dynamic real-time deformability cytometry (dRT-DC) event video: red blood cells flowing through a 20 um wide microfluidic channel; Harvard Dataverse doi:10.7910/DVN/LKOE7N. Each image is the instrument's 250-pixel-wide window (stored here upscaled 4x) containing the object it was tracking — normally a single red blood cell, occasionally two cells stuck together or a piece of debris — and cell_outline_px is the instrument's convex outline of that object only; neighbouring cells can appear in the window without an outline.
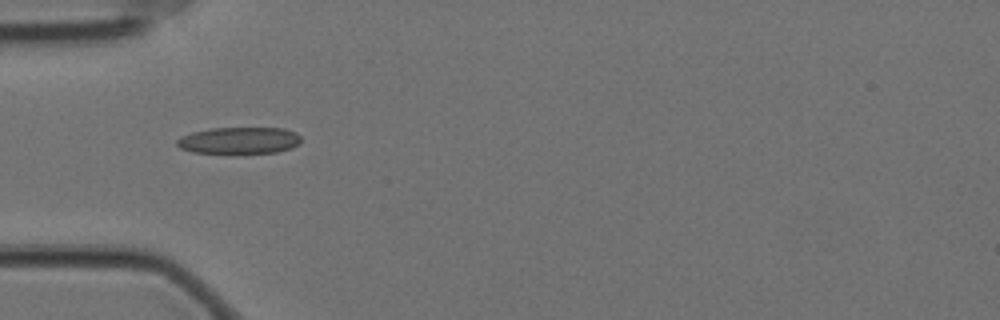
{"species": "Egyptian fruit bat (a non-hibernating species)", "species_latin": "Rousettus aegyptiacus", "temperature_condition": "cold", "stored_images_in_passage": 40, "camera_frame_rate_fps": 3000, "um_per_image_px": 0.085, "animal": {"sex": "female"}, "frame": {"image": 1, "passage_image": 1, "time_ms": 0.0, "image_size_px": [1000, 320], "cell_outline_px": [[300, 144], [292, 148], [276, 152], [192, 152], [180, 148], [176, 144], [176, 140], [180, 136], [192, 132], [212, 128], [284, 128], [296, 132], [300, 136]], "centroid_in_image_um": [20.34, 11.92], "position_along_channel_um": 64.7, "area_um2": 19.13}}
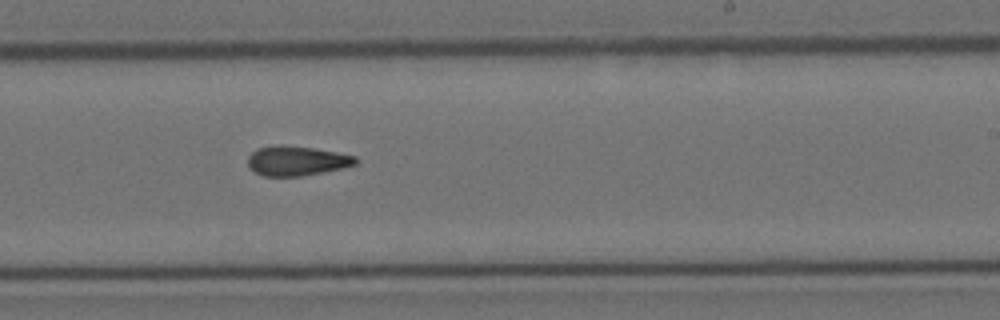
{"frame": {"image": 2, "passage_image": 18, "time_ms": 5.667, "image_size_px": [1000, 320], "cell_outline_px": [[356, 164], [340, 168], [300, 176], [264, 176], [256, 172], [248, 164], [248, 156], [256, 148], [280, 144], [312, 148], [336, 152], [356, 156]], "centroid_in_image_um": [25.18, 13.65], "position_along_channel_um": 263.8, "area_um2": 18.32}}
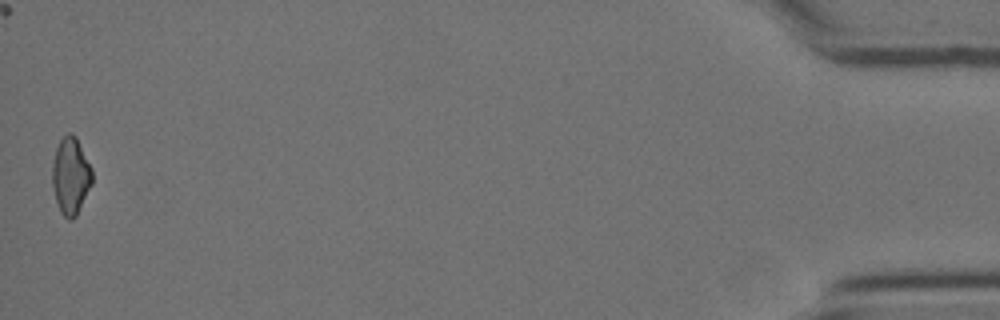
{"frame": {"image": 3, "passage_image": 40, "time_ms": 13.0, "image_size_px": [1000, 320], "cell_outline_px": [[92, 184], [76, 216], [72, 220], [68, 220], [60, 212], [52, 188], [52, 164], [56, 148], [60, 140], [68, 132], [72, 132], [76, 136], [92, 168]], "centroid_in_image_um": [6.01, 14.95], "position_along_channel_um": 429.2, "area_um2": 18.03}, "authors_computed_cell_mechanics": {"area_um2": 18.4093, "velocity_mm_per_s": 3.5201, "shape_relaxation_time_tau1_ms": null, "shape_relaxation_time_tau2_ms": 5.302, "deformation_change_tau1": null, "deformation_change_tau2": 0.1445}}